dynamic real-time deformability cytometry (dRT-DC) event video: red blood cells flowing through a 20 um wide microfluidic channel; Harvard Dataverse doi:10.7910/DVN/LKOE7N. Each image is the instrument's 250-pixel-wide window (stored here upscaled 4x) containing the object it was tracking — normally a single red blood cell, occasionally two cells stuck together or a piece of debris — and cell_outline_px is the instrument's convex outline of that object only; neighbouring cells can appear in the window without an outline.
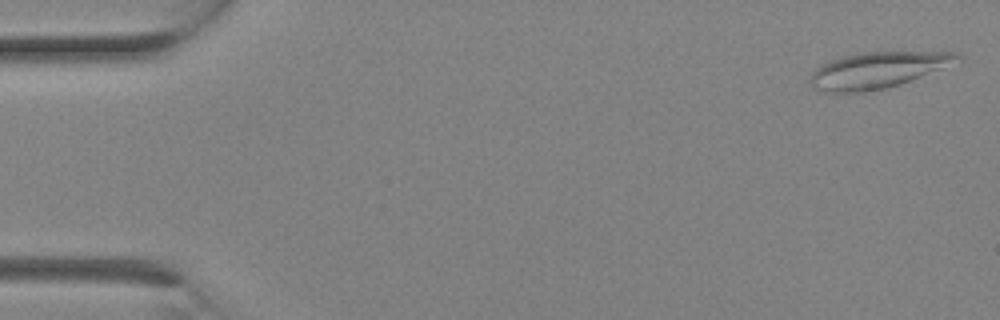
{"species": "Egyptian fruit bat (a non-hibernating species)", "species_latin": "Rousettus aegyptiacus", "temperature_condition": "room temperature", "stored_images_in_passage": 8, "camera_frame_rate_fps": 3000, "um_per_image_px": 0.085, "animal": {"sex": "female"}, "frame": {"image": 1, "passage_image": 1, "time_ms": 0.0, "image_size_px": [1000, 320], "cell_outline_px": [[964, 60], [900, 84], [884, 88], [864, 92], [832, 92], [816, 88], [812, 84], [812, 72], [816, 68], [832, 60], [844, 56], [860, 52], [956, 52], [964, 56]], "centroid_in_image_um": [74.69, 5.94], "position_along_channel_um": 10.3, "area_um2": 30.52}}